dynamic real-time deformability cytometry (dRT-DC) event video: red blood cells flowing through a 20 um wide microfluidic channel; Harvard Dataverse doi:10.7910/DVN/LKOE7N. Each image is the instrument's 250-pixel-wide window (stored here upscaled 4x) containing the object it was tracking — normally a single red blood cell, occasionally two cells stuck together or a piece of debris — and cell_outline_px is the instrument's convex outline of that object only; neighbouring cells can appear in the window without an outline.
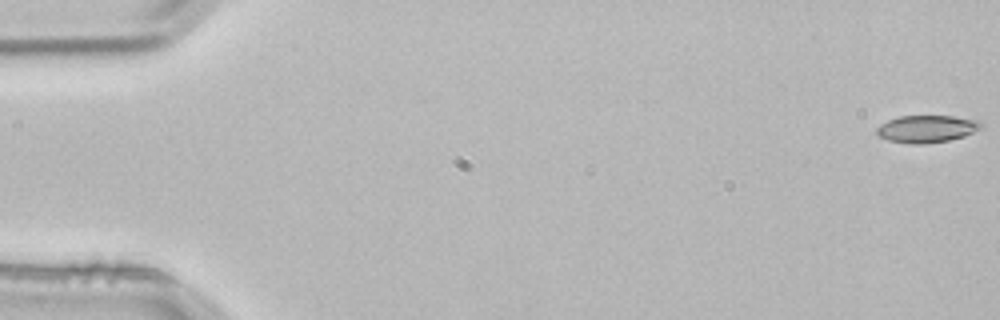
{"species": "common noctule bat (a hibernating species)", "species_latin": "Nyctalus noctula", "temperature_condition": "room temperature", "stored_images_in_passage": 4, "camera_frame_rate_fps": 3000, "um_per_image_px": 0.085, "animal": {"sex": "male", "body_mass_g": 21.5, "forearm_length_mm": 52.0}, "frame": {"image": 1, "passage_image": 1, "time_ms": 0.0, "image_size_px": [1000, 320], "cell_outline_px": [[984, 128], [964, 136], [948, 140], [924, 144], [908, 144], [888, 140], [880, 136], [876, 132], [876, 128], [880, 124], [888, 120], [900, 116], [952, 116], [980, 120], [984, 124]], "centroid_in_image_um": [78.81, 10.95], "position_along_channel_um": 6.2, "area_um2": 16.76}}
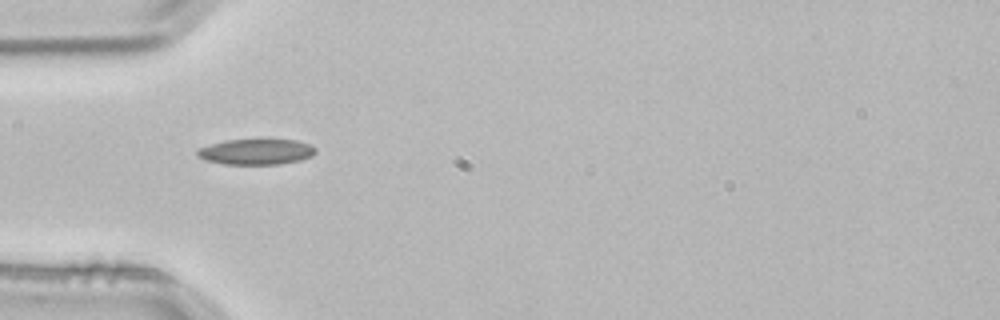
{"frame": {"image": 2, "passage_image": 4, "time_ms": 1.0, "image_size_px": [1000, 320], "cell_outline_px": [[316, 152], [312, 156], [300, 160], [280, 164], [224, 164], [204, 160], [196, 152], [200, 148], [212, 144], [228, 140], [260, 136], [296, 140], [312, 144], [316, 148]], "centroid_in_image_um": [21.86, 12.84], "position_along_channel_um": 63.1, "area_um2": 18.5}}